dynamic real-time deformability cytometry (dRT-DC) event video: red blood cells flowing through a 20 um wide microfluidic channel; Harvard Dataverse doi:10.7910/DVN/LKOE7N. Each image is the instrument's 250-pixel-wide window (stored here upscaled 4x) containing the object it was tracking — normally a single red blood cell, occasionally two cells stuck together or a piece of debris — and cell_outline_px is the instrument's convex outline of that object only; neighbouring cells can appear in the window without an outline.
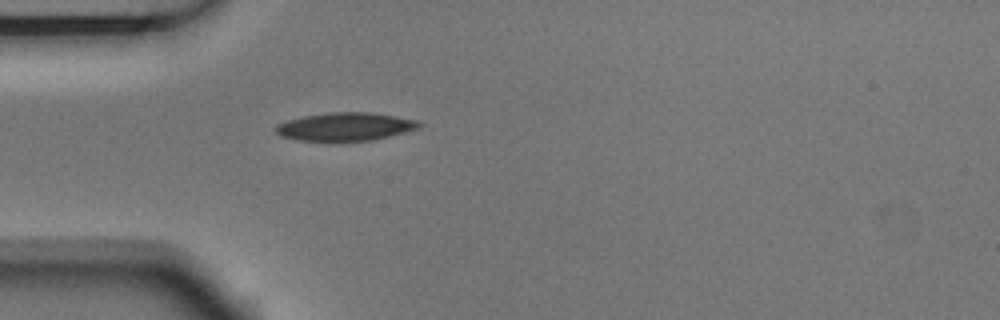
{"species": "Egyptian fruit bat (a non-hibernating species)", "species_latin": "Rousettus aegyptiacus", "temperature_condition": "room temperature", "stored_images_in_passage": 1, "camera_frame_rate_fps": 3000, "um_per_image_px": 0.085, "animal": {"sex": "male"}, "frame": {"image": 1, "passage_image": 1, "time_ms": 0.0, "image_size_px": [1000, 320], "cell_outline_px": [[424, 124], [420, 128], [372, 140], [300, 140], [280, 136], [272, 128], [276, 124], [288, 120], [304, 116], [328, 112], [372, 112], [420, 120]], "centroid_in_image_um": [29.37, 10.74], "position_along_channel_um": 55.6, "area_um2": 23.52}}